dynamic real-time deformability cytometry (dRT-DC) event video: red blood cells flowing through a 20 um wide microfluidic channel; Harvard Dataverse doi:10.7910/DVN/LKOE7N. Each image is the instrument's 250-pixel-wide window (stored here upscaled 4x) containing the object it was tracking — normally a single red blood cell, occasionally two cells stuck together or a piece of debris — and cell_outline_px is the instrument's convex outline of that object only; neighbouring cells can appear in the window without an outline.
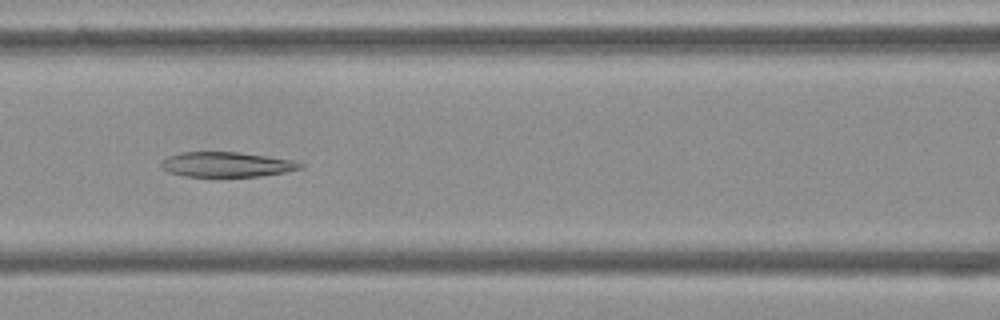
{"species": "Egyptian fruit bat (a non-hibernating species)", "species_latin": "Rousettus aegyptiacus", "temperature_condition": "cold", "stored_images_in_passage": 54, "camera_frame_rate_fps": 3000, "um_per_image_px": 0.085, "frame": {"image": 1, "passage_image": 22, "time_ms": 7.0, "image_size_px": [1000, 320], "cell_outline_px": [[304, 168], [284, 172], [260, 176], [184, 176], [168, 172], [160, 168], [160, 160], [168, 156], [180, 152], [236, 152], [292, 160], [304, 164]], "centroid_in_image_um": [19.2, 13.98], "position_along_channel_um": 147.4, "area_um2": 20.17}}
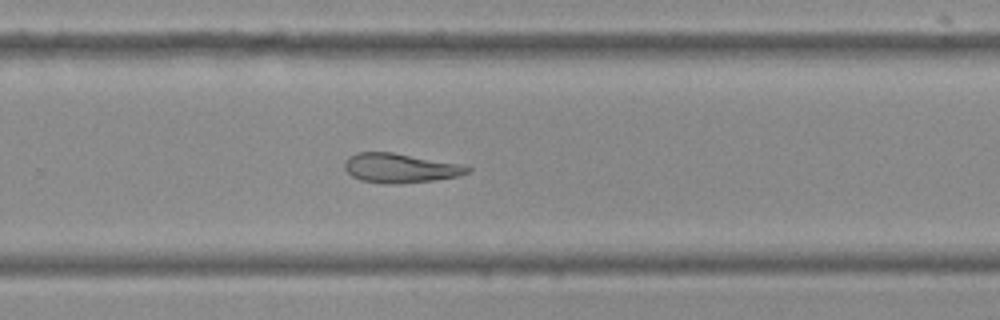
{"frame": {"image": 2, "passage_image": 34, "time_ms": 11.0, "image_size_px": [1000, 320], "cell_outline_px": [[472, 172], [456, 176], [436, 180], [384, 184], [360, 180], [352, 176], [344, 168], [344, 160], [348, 156], [356, 152], [392, 152], [456, 164], [472, 168]], "centroid_in_image_um": [33.94, 14.28], "position_along_channel_um": 295.9, "area_um2": 20.75}}
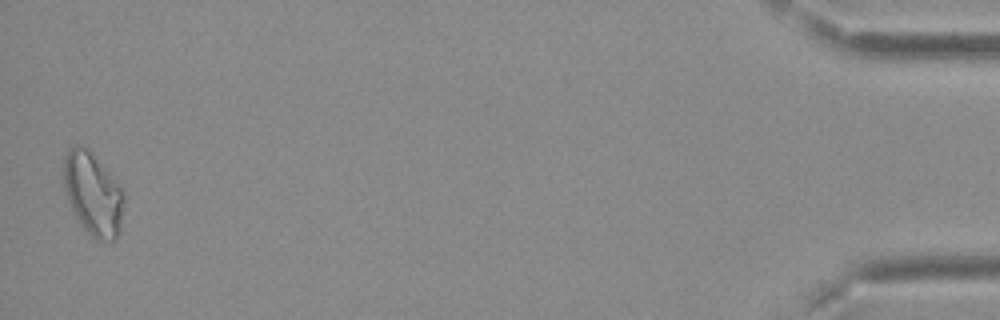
{"frame": {"image": 3, "passage_image": 52, "time_ms": 17.0, "image_size_px": [1000, 320], "cell_outline_px": [[124, 200], [120, 228], [116, 240], [96, 240], [80, 224], [68, 200], [64, 188], [64, 156], [76, 144], [84, 148], [104, 168], [120, 188], [124, 196]], "centroid_in_image_um": [7.89, 16.55], "position_along_channel_um": 427.3, "area_um2": 28.03}}